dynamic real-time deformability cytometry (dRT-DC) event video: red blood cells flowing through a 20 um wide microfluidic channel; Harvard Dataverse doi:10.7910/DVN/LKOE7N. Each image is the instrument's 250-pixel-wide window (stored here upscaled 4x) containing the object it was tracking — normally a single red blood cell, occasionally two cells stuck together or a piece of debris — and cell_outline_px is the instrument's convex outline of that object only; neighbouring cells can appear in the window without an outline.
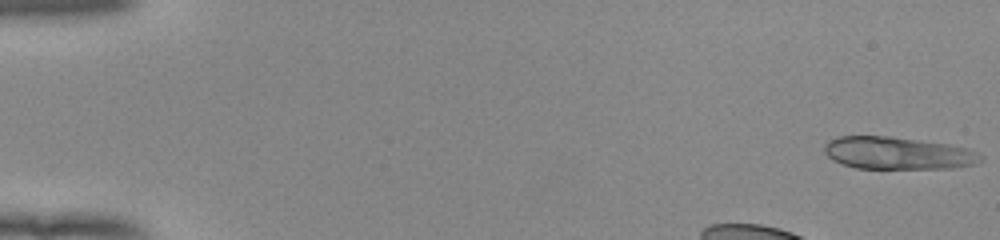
{"species": "human", "species_latin": "Homo sapiens", "temperature_condition": "room temperature", "stored_images_in_passage": 41, "camera_frame_rate_fps": 3000, "um_per_image_px": 0.085, "donor": {"sex": "female"}, "frame": {"image": 1, "passage_image": 1, "time_ms": 0.0, "image_size_px": [1000, 240], "cell_outline_px": [[984, 160], [972, 164], [952, 168], [856, 168], [840, 164], [832, 160], [824, 152], [824, 144], [828, 140], [840, 136], [892, 136], [948, 144], [968, 148], [984, 156]], "centroid_in_image_um": [76.28, 13.01], "position_along_channel_um": 8.7, "area_um2": 29.65}}
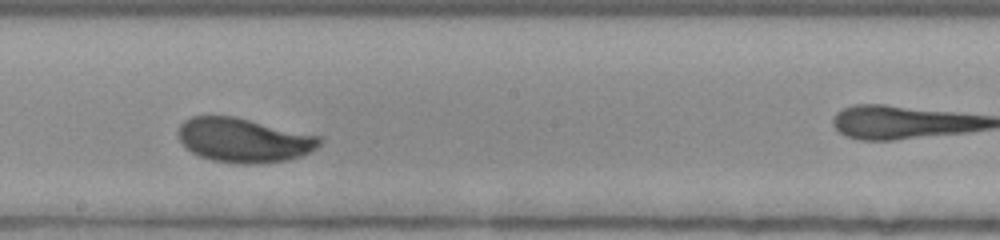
{"frame": {"image": 2, "passage_image": 26, "time_ms": 8.333, "image_size_px": [1000, 240], "cell_outline_px": [[324, 140], [312, 152], [288, 160], [256, 164], [240, 164], [212, 160], [200, 156], [192, 152], [180, 140], [176, 132], [180, 124], [184, 120], [192, 116], [236, 116], [320, 136]], "centroid_in_image_um": [20.73, 11.91], "position_along_channel_um": 227.5, "area_um2": 36.7}}
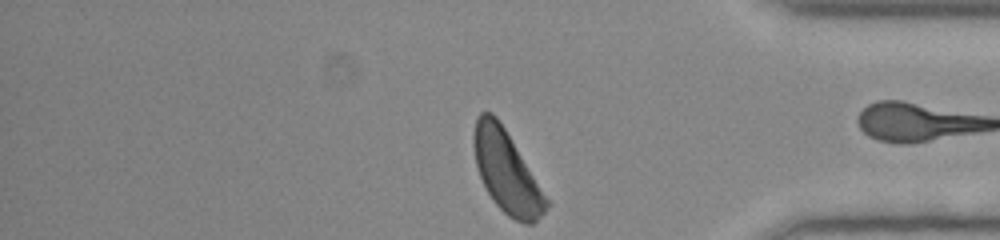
{"frame": {"image": 3, "passage_image": 40, "time_ms": 13.0, "image_size_px": [1000, 240], "cell_outline_px": [[552, 204], [532, 224], [524, 224], [508, 216], [492, 200], [480, 176], [476, 164], [472, 144], [472, 136], [476, 116], [480, 112], [492, 112], [496, 116], [504, 128]], "centroid_in_image_um": [43.05, 14.59], "position_along_channel_um": 392.2, "area_um2": 34.45}, "authors_computed_cell_mechanics": {"area_um2": 35.4314, "velocity_mm_per_s": 3.902, "shape_relaxation_time_tau1_ms": 3.5475, "shape_relaxation_time_tau2_ms": null, "deformation_change_tau1": 0.1543, "deformation_change_tau2": null}}